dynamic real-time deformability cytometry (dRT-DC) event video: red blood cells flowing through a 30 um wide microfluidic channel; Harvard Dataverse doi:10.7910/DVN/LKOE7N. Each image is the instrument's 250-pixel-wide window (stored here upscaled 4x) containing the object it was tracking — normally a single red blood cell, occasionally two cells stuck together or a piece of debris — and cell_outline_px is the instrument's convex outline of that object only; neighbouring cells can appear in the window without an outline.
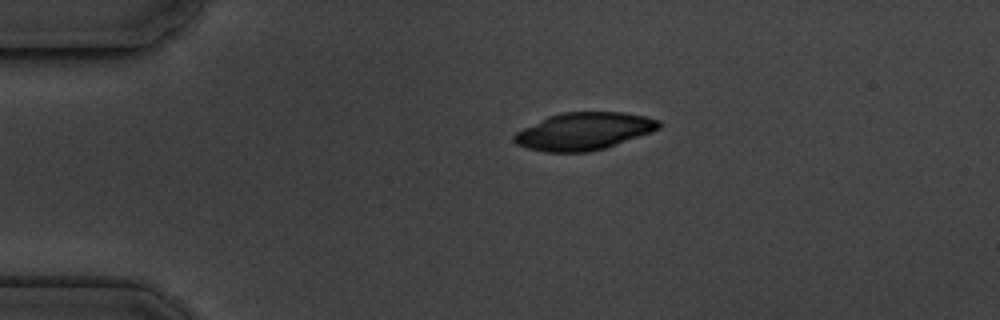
{"species": "common noctule bat (a hibernating species)", "species_latin": "Nyctalus noctula", "temperature_condition": "cold", "stored_images_in_passage": 2, "camera_frame_rate_fps": 3000, "um_per_image_px": 0.085, "animal": {"sex": "male", "body_mass_g": 19.5, "forearm_length_mm": 54.6}, "frame": {"image": 1, "passage_image": 1, "time_ms": 0.0, "image_size_px": [1000, 320], "cell_outline_px": [[660, 128], [616, 144], [604, 148], [588, 152], [544, 152], [528, 148], [516, 144], [512, 140], [512, 136], [516, 132], [548, 116], [564, 112], [624, 112], [644, 116], [660, 120]], "centroid_in_image_um": [49.59, 11.15], "position_along_channel_um": 35.4, "area_um2": 31.27}}